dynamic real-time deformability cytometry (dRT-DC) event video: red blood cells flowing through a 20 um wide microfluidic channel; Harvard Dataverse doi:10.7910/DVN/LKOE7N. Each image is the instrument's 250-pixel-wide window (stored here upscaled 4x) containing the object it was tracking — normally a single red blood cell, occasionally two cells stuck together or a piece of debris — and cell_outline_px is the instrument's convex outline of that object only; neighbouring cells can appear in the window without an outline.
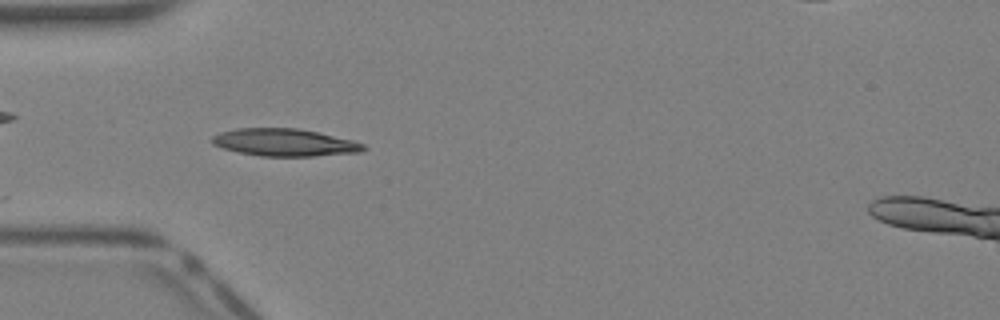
{"species": "Egyptian fruit bat (a non-hibernating species)", "species_latin": "Rousettus aegyptiacus", "temperature_condition": "warm", "stored_images_in_passage": 17, "camera_frame_rate_fps": 3000, "um_per_image_px": 0.085, "animal": {"sex": "female"}, "frame": {"image": 1, "passage_image": 1, "time_ms": 0.0, "image_size_px": [1000, 320], "cell_outline_px": [[368, 148], [360, 152], [312, 156], [260, 156], [240, 152], [224, 148], [212, 144], [208, 140], [212, 136], [220, 132], [236, 128], [300, 128], [352, 140], [364, 144]], "centroid_in_image_um": [24.16, 12.1], "position_along_channel_um": 60.8, "area_um2": 24.22}}
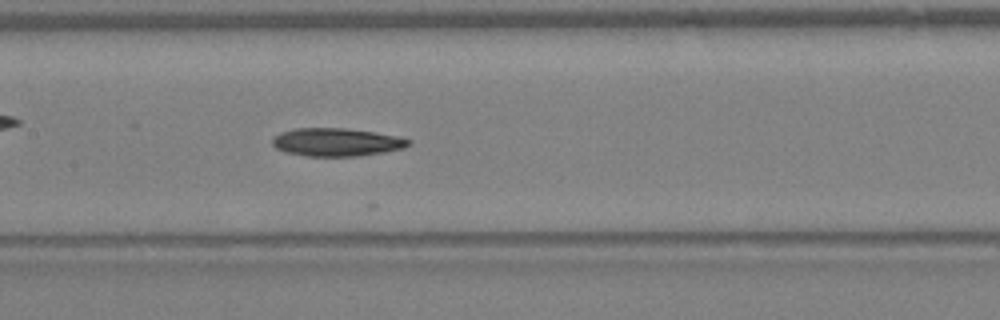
{"frame": {"image": 2, "passage_image": 8, "time_ms": 2.333, "image_size_px": [1000, 320], "cell_outline_px": [[412, 144], [404, 148], [384, 152], [360, 156], [304, 156], [284, 152], [276, 148], [272, 144], [272, 136], [280, 132], [296, 128], [344, 128], [372, 132], [396, 136], [412, 140]], "centroid_in_image_um": [28.58, 12.09], "position_along_channel_um": 178.8, "area_um2": 22.43}}
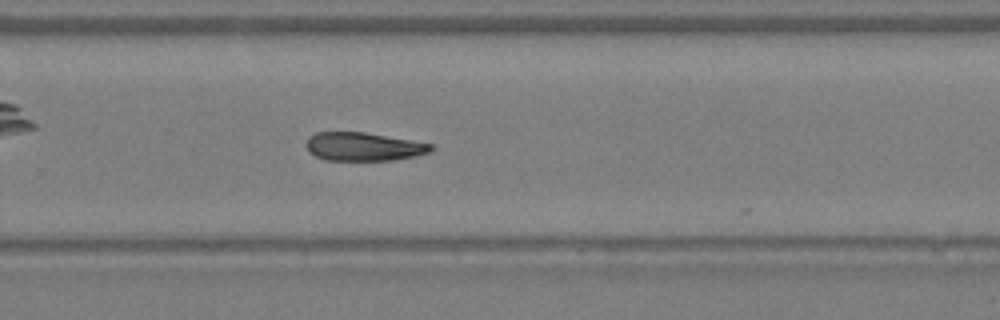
{"frame": {"image": 3, "passage_image": 15, "time_ms": 4.667, "image_size_px": [1000, 320], "cell_outline_px": [[432, 152], [416, 156], [396, 160], [328, 160], [316, 156], [308, 152], [304, 144], [308, 136], [316, 132], [364, 132], [432, 144]], "centroid_in_image_um": [30.86, 12.46], "position_along_channel_um": 298.9, "area_um2": 20.75}}